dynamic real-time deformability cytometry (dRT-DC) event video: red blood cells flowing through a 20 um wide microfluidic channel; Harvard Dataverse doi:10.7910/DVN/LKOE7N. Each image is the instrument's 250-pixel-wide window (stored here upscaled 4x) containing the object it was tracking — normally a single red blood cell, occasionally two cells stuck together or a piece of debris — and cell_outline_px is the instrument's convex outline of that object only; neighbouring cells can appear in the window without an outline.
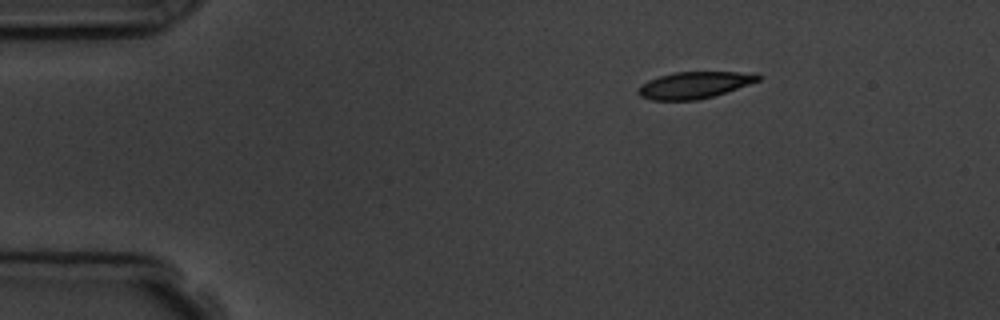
{"species": "common noctule bat (a hibernating species)", "species_latin": "Nyctalus noctula", "temperature_condition": "room temperature", "stored_images_in_passage": 3, "camera_frame_rate_fps": 3000, "um_per_image_px": 0.085, "animal": {"sex": "male", "body_mass_g": 19.5, "forearm_length_mm": 54.6}, "frame": {"image": 1, "passage_image": 1, "time_ms": 0.0, "image_size_px": [1000, 320], "cell_outline_px": [[760, 80], [712, 96], [696, 100], [652, 100], [640, 96], [636, 92], [640, 84], [648, 80], [660, 76], [676, 72], [756, 72], [760, 76]], "centroid_in_image_um": [58.98, 7.22], "position_along_channel_um": 26.0, "area_um2": 18.5}}